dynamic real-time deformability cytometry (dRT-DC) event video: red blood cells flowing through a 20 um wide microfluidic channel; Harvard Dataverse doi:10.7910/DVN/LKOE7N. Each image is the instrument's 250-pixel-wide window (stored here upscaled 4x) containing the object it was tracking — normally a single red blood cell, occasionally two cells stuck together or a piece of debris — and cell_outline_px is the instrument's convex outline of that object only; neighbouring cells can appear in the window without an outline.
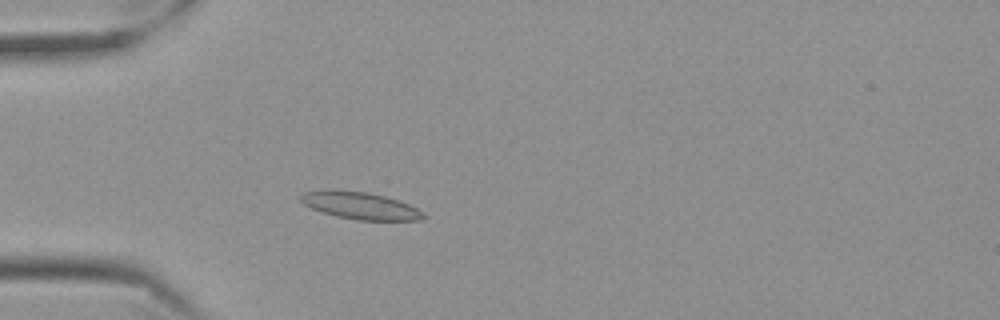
{"species": "Egyptian fruit bat (a non-hibernating species)", "species_latin": "Rousettus aegyptiacus", "temperature_condition": "cold", "stored_images_in_passage": 48, "camera_frame_rate_fps": 3000, "um_per_image_px": 0.085, "frame": {"image": 1, "passage_image": 7, "time_ms": 2.0, "image_size_px": [1000, 320], "cell_outline_px": [[428, 216], [420, 220], [356, 220], [336, 216], [312, 208], [304, 204], [300, 200], [300, 192], [368, 192], [384, 196], [408, 204], [424, 212]], "centroid_in_image_um": [30.7, 17.52], "position_along_channel_um": 54.3, "area_um2": 18.67}}
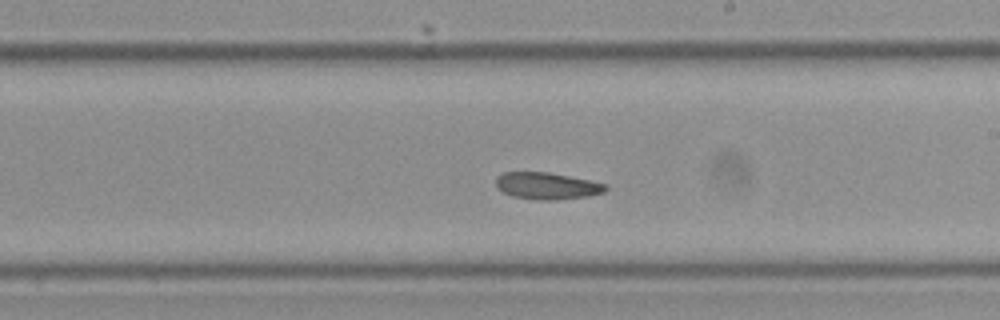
{"frame": {"image": 2, "passage_image": 24, "time_ms": 7.667, "image_size_px": [1000, 320], "cell_outline_px": [[608, 188], [604, 192], [588, 196], [556, 200], [536, 200], [512, 196], [504, 192], [496, 184], [496, 176], [504, 172], [548, 172], [608, 184]], "centroid_in_image_um": [46.51, 15.8], "position_along_channel_um": 242.5, "area_um2": 17.11}}
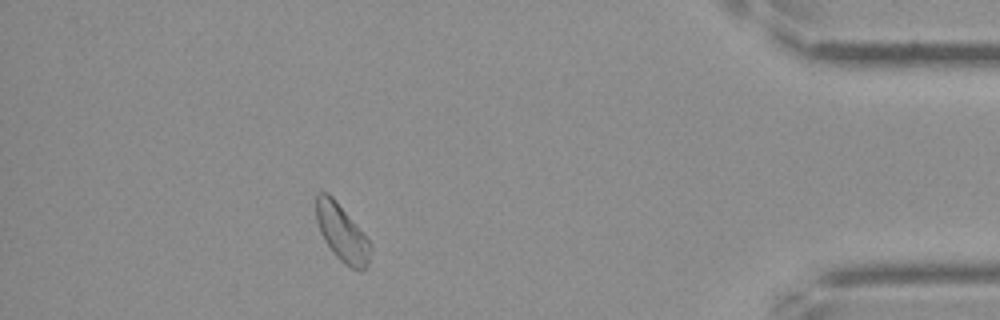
{"frame": {"image": 3, "passage_image": 42, "time_ms": 13.667, "image_size_px": [1000, 320], "cell_outline_px": [[372, 248], [368, 264], [360, 272], [344, 264], [332, 252], [324, 240], [320, 232], [316, 220], [316, 196], [320, 192], [328, 192], [332, 196], [372, 244]], "centroid_in_image_um": [29.06, 19.82], "position_along_channel_um": 406.1, "area_um2": 17.92}}